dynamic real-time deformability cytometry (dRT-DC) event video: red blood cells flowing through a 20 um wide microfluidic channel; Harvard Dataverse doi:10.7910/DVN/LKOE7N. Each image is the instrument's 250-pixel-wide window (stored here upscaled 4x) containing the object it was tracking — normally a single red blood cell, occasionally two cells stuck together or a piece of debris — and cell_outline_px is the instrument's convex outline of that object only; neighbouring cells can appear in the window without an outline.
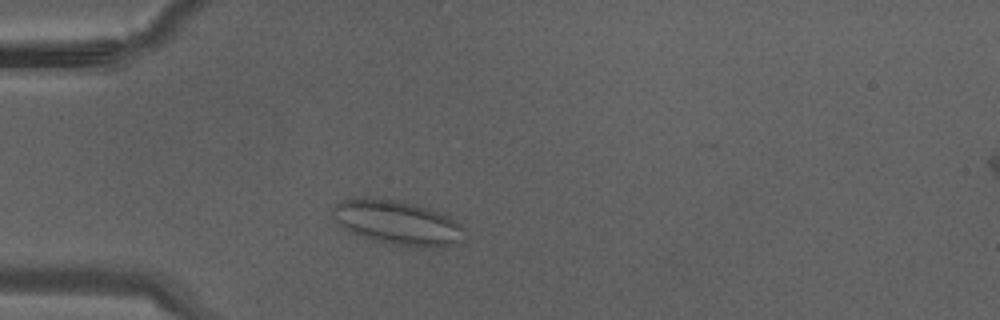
{"species": "Egyptian fruit bat (a non-hibernating species)", "species_latin": "Rousettus aegyptiacus", "temperature_condition": "warm", "stored_images_in_passage": 31, "camera_frame_rate_fps": 3000, "um_per_image_px": 0.085, "animal": {"sex": "male"}, "frame": {"image": 1, "passage_image": 5, "time_ms": 1.333, "image_size_px": [1000, 320], "cell_outline_px": [[464, 240], [456, 244], [440, 248], [420, 248], [392, 244], [372, 240], [356, 236], [348, 232], [332, 216], [332, 208], [340, 200], [356, 196], [384, 196], [412, 204], [448, 216], [460, 224], [464, 228]], "centroid_in_image_um": [33.73, 18.92], "position_along_channel_um": 51.3, "area_um2": 34.91}}
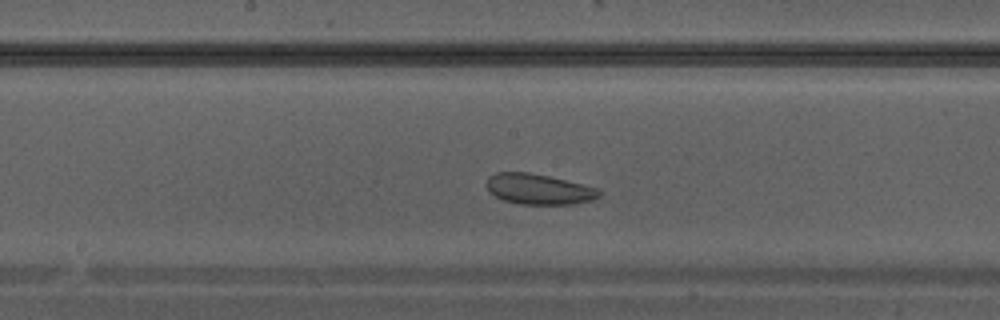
{"frame": {"image": 2, "passage_image": 14, "time_ms": 4.333, "image_size_px": [1000, 320], "cell_outline_px": [[600, 196], [592, 200], [572, 204], [520, 204], [504, 200], [496, 196], [488, 188], [488, 176], [496, 172], [528, 172], [548, 176], [596, 188], [600, 192]], "centroid_in_image_um": [45.78, 16.08], "position_along_channel_um": 202.4, "area_um2": 19.59}}
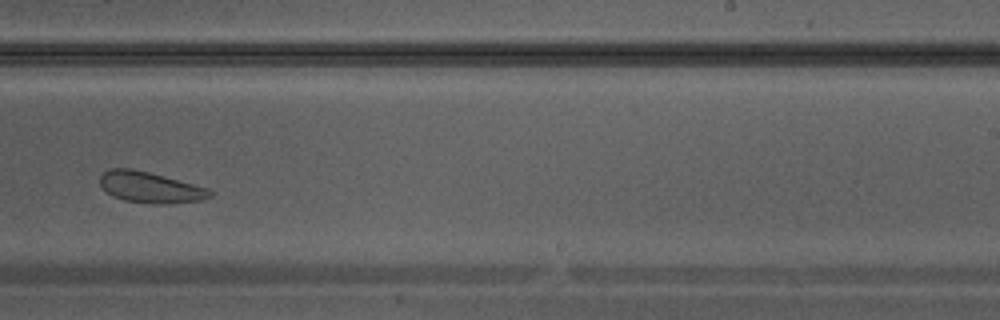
{"frame": {"image": 3, "passage_image": 18, "time_ms": 5.667, "image_size_px": [1000, 320], "cell_outline_px": [[212, 196], [200, 200], [168, 204], [152, 204], [124, 200], [112, 196], [100, 184], [100, 176], [108, 168], [132, 168], [164, 176], [208, 188], [212, 192]], "centroid_in_image_um": [12.75, 15.92], "position_along_channel_um": 276.2, "area_um2": 19.77}}